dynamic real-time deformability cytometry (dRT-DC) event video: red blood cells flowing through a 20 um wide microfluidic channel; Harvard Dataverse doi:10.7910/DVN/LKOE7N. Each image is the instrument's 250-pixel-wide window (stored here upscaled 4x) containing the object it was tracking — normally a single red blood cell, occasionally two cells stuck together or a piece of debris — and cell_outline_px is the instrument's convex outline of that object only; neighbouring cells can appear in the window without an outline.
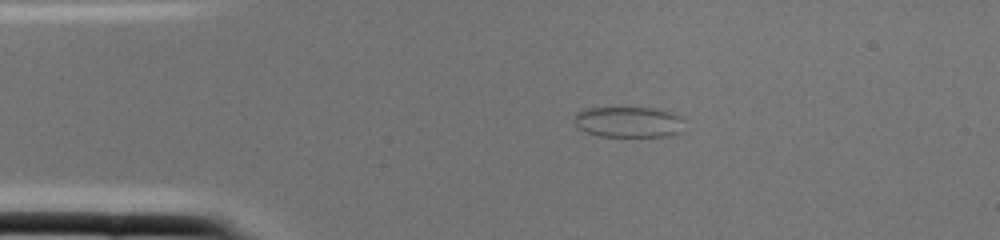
{"species": "common noctule bat (a hibernating species)", "species_latin": "Nyctalus noctula", "temperature_condition": "cold", "stored_images_in_passage": 1, "camera_frame_rate_fps": 3000, "um_per_image_px": 0.085, "animal": {"sex": "female", "body_mass_g": 22.0, "forearm_length_mm": 56.7}, "frame": {"image": 1, "passage_image": 1, "time_ms": 0.0, "image_size_px": [1000, 240], "cell_outline_px": [[684, 120], [680, 132], [668, 136], [600, 136], [584, 132], [572, 120], [576, 112], [588, 108], [652, 108], [668, 112], [680, 116]], "centroid_in_image_um": [53.39, 10.37], "position_along_channel_um": 31.6, "area_um2": 19.65}}